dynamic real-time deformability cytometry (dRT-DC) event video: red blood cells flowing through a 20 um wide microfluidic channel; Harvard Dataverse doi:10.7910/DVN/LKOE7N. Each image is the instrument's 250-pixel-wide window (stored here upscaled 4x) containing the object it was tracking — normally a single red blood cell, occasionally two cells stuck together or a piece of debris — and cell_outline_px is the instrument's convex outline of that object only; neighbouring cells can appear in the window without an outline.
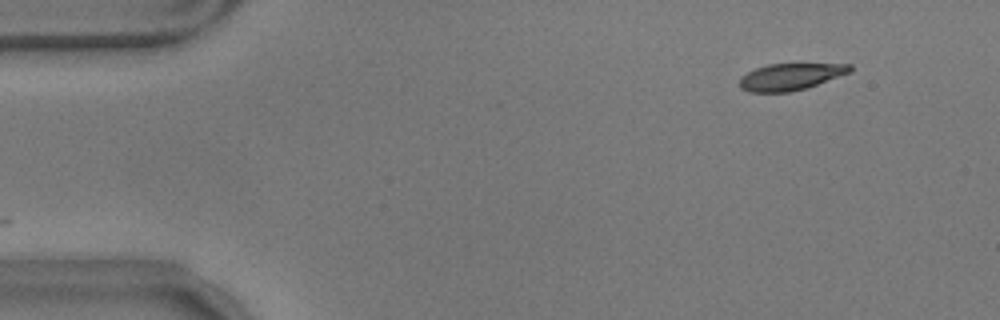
{"species": "common noctule bat (a hibernating species)", "species_latin": "Nyctalus noctula", "temperature_condition": "warm", "stored_images_in_passage": 12, "camera_frame_rate_fps": 3000, "um_per_image_px": 0.085, "animal": {"sex": "male", "body_mass_g": 17.9}, "frame": {"image": 1, "passage_image": 1, "time_ms": 0.0, "image_size_px": [1000, 320], "cell_outline_px": [[852, 72], [804, 88], [788, 92], [748, 92], [740, 88], [740, 76], [756, 68], [768, 64], [852, 64]], "centroid_in_image_um": [67.17, 6.52], "position_along_channel_um": 17.8, "area_um2": 17.05}}